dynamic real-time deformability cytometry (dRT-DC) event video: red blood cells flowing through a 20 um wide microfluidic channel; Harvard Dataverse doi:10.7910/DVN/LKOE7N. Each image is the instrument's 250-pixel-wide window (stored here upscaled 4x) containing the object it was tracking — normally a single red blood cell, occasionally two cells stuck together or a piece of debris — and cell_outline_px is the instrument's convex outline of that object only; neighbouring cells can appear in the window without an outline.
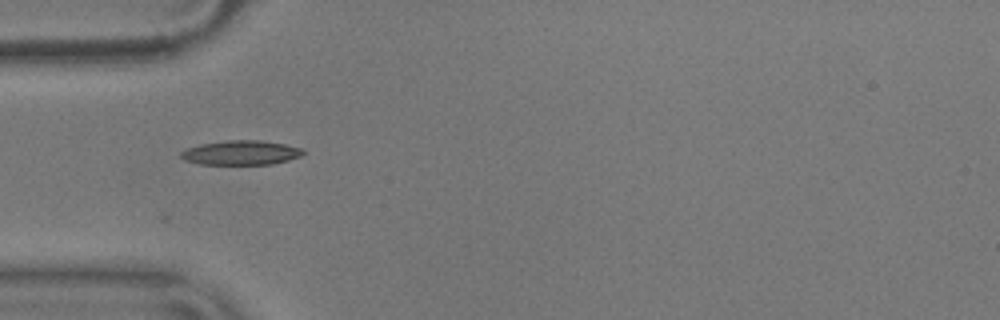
{"species": "common noctule bat (a hibernating species)", "species_latin": "Nyctalus noctula", "temperature_condition": "warm", "stored_images_in_passage": 20, "camera_frame_rate_fps": 3000, "um_per_image_px": 0.085, "animal": {"sex": "male", "body_mass_g": 17.9}, "frame": {"image": 1, "passage_image": 1, "time_ms": 0.0, "image_size_px": [1000, 320], "cell_outline_px": [[304, 152], [300, 156], [288, 160], [272, 164], [200, 164], [184, 160], [180, 156], [180, 152], [188, 148], [200, 144], [228, 140], [264, 140], [304, 148]], "centroid_in_image_um": [20.49, 12.97], "position_along_channel_um": 64.5, "area_um2": 17.4}}
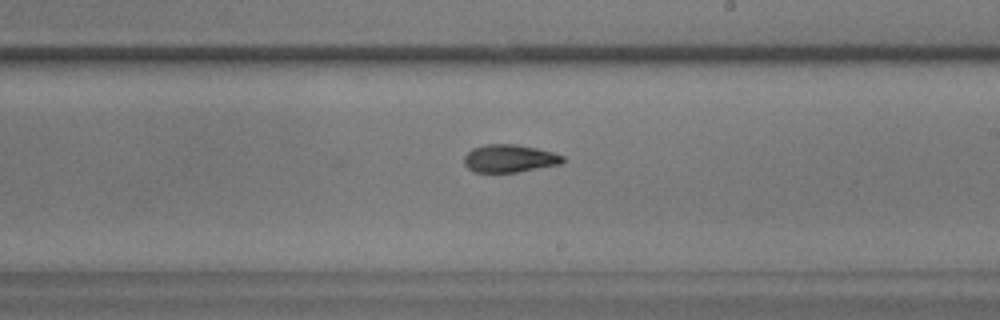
{"frame": {"image": 2, "passage_image": 16, "time_ms": 5.0, "image_size_px": [1000, 320], "cell_outline_px": [[564, 160], [560, 164], [516, 172], [472, 172], [464, 164], [464, 156], [472, 148], [484, 144], [516, 144], [536, 148], [552, 152], [564, 156]], "centroid_in_image_um": [43.27, 13.46], "position_along_channel_um": 245.7, "area_um2": 15.95}}